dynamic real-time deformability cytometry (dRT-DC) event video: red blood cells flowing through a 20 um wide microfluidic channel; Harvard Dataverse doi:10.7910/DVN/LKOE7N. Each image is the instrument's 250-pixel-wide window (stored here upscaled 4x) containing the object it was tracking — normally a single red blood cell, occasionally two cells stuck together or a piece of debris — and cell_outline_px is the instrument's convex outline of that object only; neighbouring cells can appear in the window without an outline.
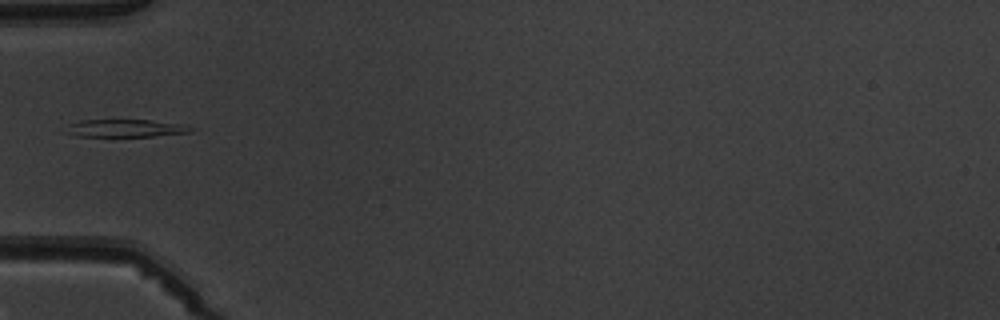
{"species": "common noctule bat (a hibernating species)", "species_latin": "Nyctalus noctula", "temperature_condition": "warm", "stored_images_in_passage": 1, "camera_frame_rate_fps": 3000, "um_per_image_px": 0.085, "animal": {"sex": "male", "body_mass_g": 19.5, "forearm_length_mm": 54.6}, "frame": {"image": 1, "passage_image": 1, "time_ms": 0.0, "image_size_px": [1000, 320], "cell_outline_px": [[192, 132], [152, 136], [76, 136], [64, 132], [68, 124], [80, 120], [148, 120], [180, 124], [192, 128]], "centroid_in_image_um": [10.58, 10.9], "position_along_channel_um": 74.4, "area_um2": 12.66}}